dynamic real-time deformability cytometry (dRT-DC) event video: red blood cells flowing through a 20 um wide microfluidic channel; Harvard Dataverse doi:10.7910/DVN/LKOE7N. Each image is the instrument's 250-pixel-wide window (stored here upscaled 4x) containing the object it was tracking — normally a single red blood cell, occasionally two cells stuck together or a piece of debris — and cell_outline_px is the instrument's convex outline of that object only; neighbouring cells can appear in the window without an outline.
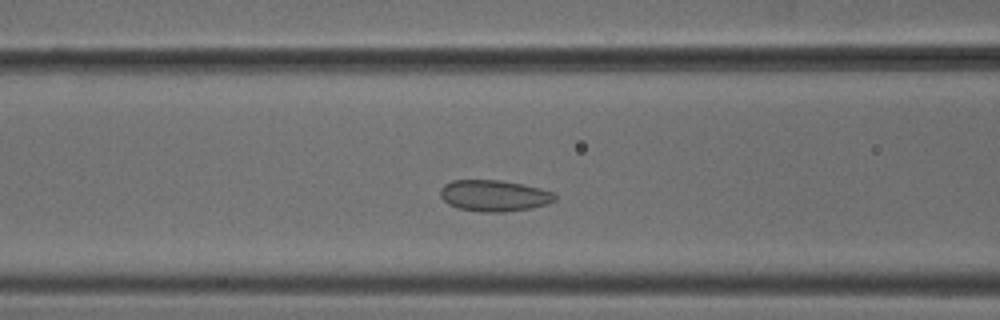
{"species": "common noctule bat (a hibernating species)", "species_latin": "Nyctalus noctula", "temperature_condition": "cold", "stored_images_in_passage": 44, "camera_frame_rate_fps": 3000, "um_per_image_px": 0.085, "animal": {"sex": "male", "body_mass_g": 18.8}, "frame": {"image": 1, "passage_image": 13, "time_ms": 4.0, "image_size_px": [1000, 320], "cell_outline_px": [[556, 200], [548, 204], [532, 208], [500, 212], [480, 212], [460, 208], [448, 204], [440, 196], [440, 188], [444, 184], [452, 180], [500, 180], [524, 184], [556, 192]], "centroid_in_image_um": [42.03, 16.62], "position_along_channel_um": 124.6, "area_um2": 21.1}}
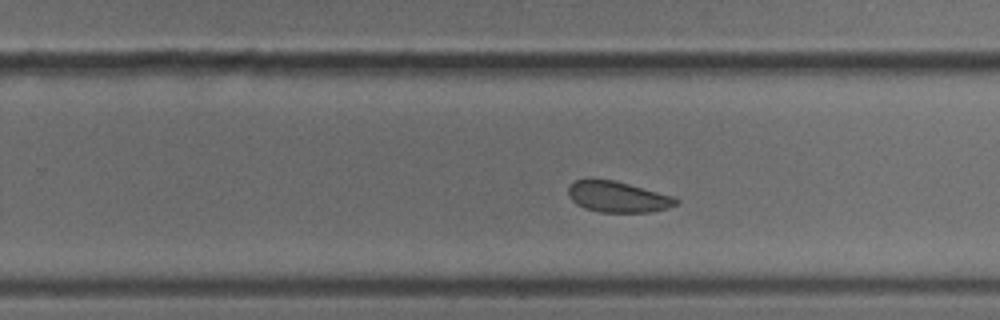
{"frame": {"image": 2, "passage_image": 25, "time_ms": 8.0, "image_size_px": [1000, 320], "cell_outline_px": [[680, 200], [676, 204], [668, 208], [648, 212], [600, 212], [584, 208], [576, 204], [568, 196], [568, 188], [576, 180], [612, 180], [628, 184], [672, 196]], "centroid_in_image_um": [52.5, 16.75], "position_along_channel_um": 277.3, "area_um2": 19.02}}
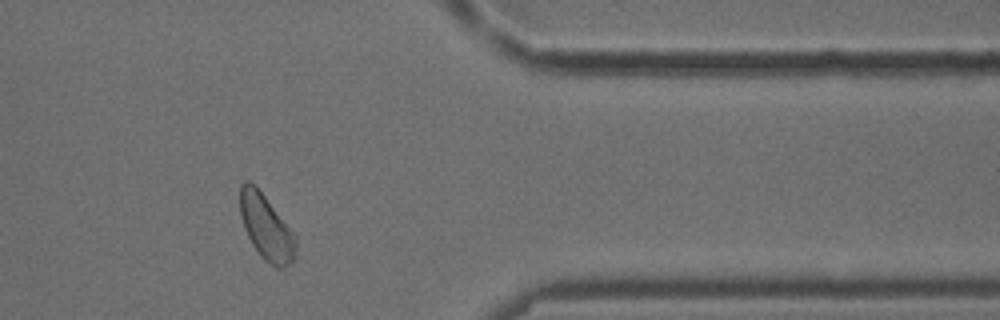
{"frame": {"image": 3, "passage_image": 35, "time_ms": 11.333, "image_size_px": [1000, 320], "cell_outline_px": [[296, 248], [292, 260], [284, 268], [276, 268], [264, 260], [260, 256], [252, 244], [244, 228], [240, 212], [240, 184], [244, 180], [248, 180], [256, 184], [296, 236]], "centroid_in_image_um": [22.61, 19.29], "position_along_channel_um": 388.8, "area_um2": 21.21}}